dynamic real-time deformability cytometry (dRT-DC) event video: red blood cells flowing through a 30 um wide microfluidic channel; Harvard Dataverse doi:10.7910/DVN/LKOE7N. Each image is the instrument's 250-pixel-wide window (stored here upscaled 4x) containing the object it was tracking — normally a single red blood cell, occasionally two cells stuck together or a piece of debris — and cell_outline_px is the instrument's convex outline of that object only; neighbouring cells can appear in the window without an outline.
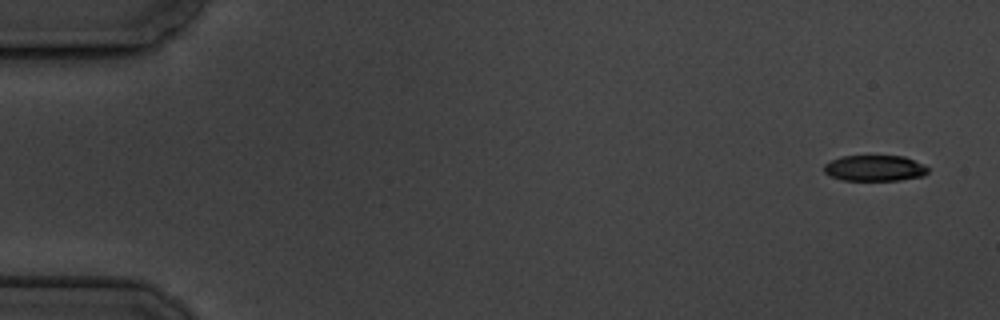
{"species": "common noctule bat (a hibernating species)", "species_latin": "Nyctalus noctula", "temperature_condition": "cold", "stored_images_in_passage": 5, "camera_frame_rate_fps": 3000, "um_per_image_px": 0.085, "animal": {"sex": "male", "body_mass_g": 19.5, "forearm_length_mm": 54.6}, "frame": {"image": 1, "passage_image": 1, "time_ms": 0.0, "image_size_px": [1000, 320], "cell_outline_px": [[928, 172], [924, 176], [900, 180], [844, 180], [832, 176], [824, 172], [824, 164], [840, 156], [904, 156], [928, 168]], "centroid_in_image_um": [74.33, 14.29], "position_along_channel_um": 10.7, "area_um2": 15.49}}
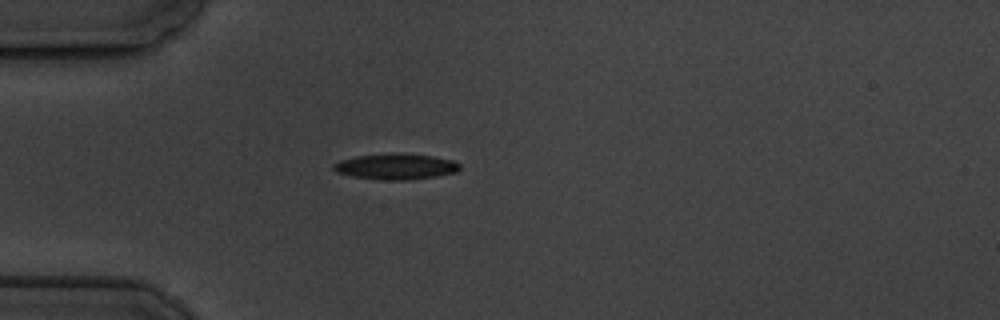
{"frame": {"image": 2, "passage_image": 5, "time_ms": 4.667, "image_size_px": [1000, 320], "cell_outline_px": [[460, 168], [456, 172], [436, 176], [408, 180], [384, 180], [352, 176], [336, 172], [332, 168], [332, 164], [340, 160], [356, 156], [392, 152], [432, 156], [452, 160], [460, 164]], "centroid_in_image_um": [33.62, 14.15], "position_along_channel_um": 51.4, "area_um2": 19.07}}